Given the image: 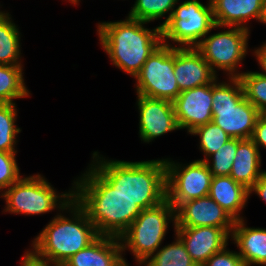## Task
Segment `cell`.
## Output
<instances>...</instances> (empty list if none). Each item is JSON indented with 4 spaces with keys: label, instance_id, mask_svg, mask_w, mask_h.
Instances as JSON below:
<instances>
[{
    "label": "cell",
    "instance_id": "ac0fdd59",
    "mask_svg": "<svg viewBox=\"0 0 266 266\" xmlns=\"http://www.w3.org/2000/svg\"><path fill=\"white\" fill-rule=\"evenodd\" d=\"M215 25L222 27H242L250 19L261 22L266 0H210ZM246 25V26H245Z\"/></svg>",
    "mask_w": 266,
    "mask_h": 266
},
{
    "label": "cell",
    "instance_id": "f546056e",
    "mask_svg": "<svg viewBox=\"0 0 266 266\" xmlns=\"http://www.w3.org/2000/svg\"><path fill=\"white\" fill-rule=\"evenodd\" d=\"M16 153L0 151V192L2 193L22 177L16 162Z\"/></svg>",
    "mask_w": 266,
    "mask_h": 266
},
{
    "label": "cell",
    "instance_id": "9a60e30c",
    "mask_svg": "<svg viewBox=\"0 0 266 266\" xmlns=\"http://www.w3.org/2000/svg\"><path fill=\"white\" fill-rule=\"evenodd\" d=\"M174 231L198 266H202L213 254L227 247L230 238L223 228L211 226L174 227Z\"/></svg>",
    "mask_w": 266,
    "mask_h": 266
},
{
    "label": "cell",
    "instance_id": "52a82bcc",
    "mask_svg": "<svg viewBox=\"0 0 266 266\" xmlns=\"http://www.w3.org/2000/svg\"><path fill=\"white\" fill-rule=\"evenodd\" d=\"M1 197L6 201L4 212L13 214L37 215L66 206L73 200V189L68 193L57 194L52 185L41 175L21 177Z\"/></svg>",
    "mask_w": 266,
    "mask_h": 266
},
{
    "label": "cell",
    "instance_id": "6da1fadb",
    "mask_svg": "<svg viewBox=\"0 0 266 266\" xmlns=\"http://www.w3.org/2000/svg\"><path fill=\"white\" fill-rule=\"evenodd\" d=\"M79 178L72 187L73 199L86 212L99 235L119 238L142 209L116 191L91 165Z\"/></svg>",
    "mask_w": 266,
    "mask_h": 266
},
{
    "label": "cell",
    "instance_id": "5bb4252c",
    "mask_svg": "<svg viewBox=\"0 0 266 266\" xmlns=\"http://www.w3.org/2000/svg\"><path fill=\"white\" fill-rule=\"evenodd\" d=\"M139 135L142 141L151 142L167 132L179 130L173 102L137 95Z\"/></svg>",
    "mask_w": 266,
    "mask_h": 266
},
{
    "label": "cell",
    "instance_id": "4fadbf2b",
    "mask_svg": "<svg viewBox=\"0 0 266 266\" xmlns=\"http://www.w3.org/2000/svg\"><path fill=\"white\" fill-rule=\"evenodd\" d=\"M174 227L211 226L223 228L230 236L235 220L210 196L181 203L175 209Z\"/></svg>",
    "mask_w": 266,
    "mask_h": 266
},
{
    "label": "cell",
    "instance_id": "4316f807",
    "mask_svg": "<svg viewBox=\"0 0 266 266\" xmlns=\"http://www.w3.org/2000/svg\"><path fill=\"white\" fill-rule=\"evenodd\" d=\"M242 83L245 98L261 114H266V76L258 72H242L238 77Z\"/></svg>",
    "mask_w": 266,
    "mask_h": 266
},
{
    "label": "cell",
    "instance_id": "30bf717a",
    "mask_svg": "<svg viewBox=\"0 0 266 266\" xmlns=\"http://www.w3.org/2000/svg\"><path fill=\"white\" fill-rule=\"evenodd\" d=\"M249 31L229 26L226 31L206 35L195 48L215 74L217 67L218 70L228 72L229 78H238L241 73L237 68L247 54Z\"/></svg>",
    "mask_w": 266,
    "mask_h": 266
},
{
    "label": "cell",
    "instance_id": "7c38bea8",
    "mask_svg": "<svg viewBox=\"0 0 266 266\" xmlns=\"http://www.w3.org/2000/svg\"><path fill=\"white\" fill-rule=\"evenodd\" d=\"M173 107L179 129L188 133L212 122V83L180 92Z\"/></svg>",
    "mask_w": 266,
    "mask_h": 266
},
{
    "label": "cell",
    "instance_id": "836d02e7",
    "mask_svg": "<svg viewBox=\"0 0 266 266\" xmlns=\"http://www.w3.org/2000/svg\"><path fill=\"white\" fill-rule=\"evenodd\" d=\"M254 54L256 60H258L260 68L263 72H258L259 74L266 76V43L261 45L258 49H255Z\"/></svg>",
    "mask_w": 266,
    "mask_h": 266
},
{
    "label": "cell",
    "instance_id": "8992f818",
    "mask_svg": "<svg viewBox=\"0 0 266 266\" xmlns=\"http://www.w3.org/2000/svg\"><path fill=\"white\" fill-rule=\"evenodd\" d=\"M169 221L175 225V208L166 199L157 206L142 210L128 229L119 237L122 251L131 250L142 265L160 248Z\"/></svg>",
    "mask_w": 266,
    "mask_h": 266
},
{
    "label": "cell",
    "instance_id": "f1b7e54d",
    "mask_svg": "<svg viewBox=\"0 0 266 266\" xmlns=\"http://www.w3.org/2000/svg\"><path fill=\"white\" fill-rule=\"evenodd\" d=\"M238 138H230L205 161L212 176H229L237 151ZM212 158V163H210ZM212 164V165H211Z\"/></svg>",
    "mask_w": 266,
    "mask_h": 266
},
{
    "label": "cell",
    "instance_id": "3957f363",
    "mask_svg": "<svg viewBox=\"0 0 266 266\" xmlns=\"http://www.w3.org/2000/svg\"><path fill=\"white\" fill-rule=\"evenodd\" d=\"M66 210L73 217L57 214L33 240V249L25 252L33 260L42 264L66 262L100 236L86 212L74 199L66 206Z\"/></svg>",
    "mask_w": 266,
    "mask_h": 266
},
{
    "label": "cell",
    "instance_id": "7402d4cb",
    "mask_svg": "<svg viewBox=\"0 0 266 266\" xmlns=\"http://www.w3.org/2000/svg\"><path fill=\"white\" fill-rule=\"evenodd\" d=\"M19 33L10 14H5L0 19V65H22Z\"/></svg>",
    "mask_w": 266,
    "mask_h": 266
},
{
    "label": "cell",
    "instance_id": "ba28073f",
    "mask_svg": "<svg viewBox=\"0 0 266 266\" xmlns=\"http://www.w3.org/2000/svg\"><path fill=\"white\" fill-rule=\"evenodd\" d=\"M215 28L218 26L214 22L210 0L207 5L199 0H186L173 10L161 27L162 42L169 45L171 40L179 43L180 48L196 47Z\"/></svg>",
    "mask_w": 266,
    "mask_h": 266
},
{
    "label": "cell",
    "instance_id": "d6a6232c",
    "mask_svg": "<svg viewBox=\"0 0 266 266\" xmlns=\"http://www.w3.org/2000/svg\"><path fill=\"white\" fill-rule=\"evenodd\" d=\"M255 192L259 195L262 200L266 202V171L260 176V178L254 183V185L249 189L250 194Z\"/></svg>",
    "mask_w": 266,
    "mask_h": 266
},
{
    "label": "cell",
    "instance_id": "277c9868",
    "mask_svg": "<svg viewBox=\"0 0 266 266\" xmlns=\"http://www.w3.org/2000/svg\"><path fill=\"white\" fill-rule=\"evenodd\" d=\"M146 22L127 17L115 22L98 24L101 47L113 65L134 77L148 57L163 43L161 27H144Z\"/></svg>",
    "mask_w": 266,
    "mask_h": 266
},
{
    "label": "cell",
    "instance_id": "e0dca14e",
    "mask_svg": "<svg viewBox=\"0 0 266 266\" xmlns=\"http://www.w3.org/2000/svg\"><path fill=\"white\" fill-rule=\"evenodd\" d=\"M122 254L119 238L100 235L66 262L70 266H128Z\"/></svg>",
    "mask_w": 266,
    "mask_h": 266
},
{
    "label": "cell",
    "instance_id": "f35d334b",
    "mask_svg": "<svg viewBox=\"0 0 266 266\" xmlns=\"http://www.w3.org/2000/svg\"><path fill=\"white\" fill-rule=\"evenodd\" d=\"M5 14H7V13H5L4 11H1V10H0V19H1Z\"/></svg>",
    "mask_w": 266,
    "mask_h": 266
},
{
    "label": "cell",
    "instance_id": "8d00e7d4",
    "mask_svg": "<svg viewBox=\"0 0 266 266\" xmlns=\"http://www.w3.org/2000/svg\"><path fill=\"white\" fill-rule=\"evenodd\" d=\"M261 23H265L266 24V2H265V5H264V9H263V16H262V19H261Z\"/></svg>",
    "mask_w": 266,
    "mask_h": 266
},
{
    "label": "cell",
    "instance_id": "ffe728a7",
    "mask_svg": "<svg viewBox=\"0 0 266 266\" xmlns=\"http://www.w3.org/2000/svg\"><path fill=\"white\" fill-rule=\"evenodd\" d=\"M259 150L251 138L238 139L237 151L229 176L248 190L265 172L261 170Z\"/></svg>",
    "mask_w": 266,
    "mask_h": 266
},
{
    "label": "cell",
    "instance_id": "1f68e13d",
    "mask_svg": "<svg viewBox=\"0 0 266 266\" xmlns=\"http://www.w3.org/2000/svg\"><path fill=\"white\" fill-rule=\"evenodd\" d=\"M251 139L258 148H266V114H261L257 119Z\"/></svg>",
    "mask_w": 266,
    "mask_h": 266
},
{
    "label": "cell",
    "instance_id": "2e32d148",
    "mask_svg": "<svg viewBox=\"0 0 266 266\" xmlns=\"http://www.w3.org/2000/svg\"><path fill=\"white\" fill-rule=\"evenodd\" d=\"M174 74L181 92L213 83L218 78L195 47L174 46Z\"/></svg>",
    "mask_w": 266,
    "mask_h": 266
},
{
    "label": "cell",
    "instance_id": "d4e9b609",
    "mask_svg": "<svg viewBox=\"0 0 266 266\" xmlns=\"http://www.w3.org/2000/svg\"><path fill=\"white\" fill-rule=\"evenodd\" d=\"M179 0H136L128 17L149 23L162 18L166 13L169 15L159 26L162 27L173 13L174 7Z\"/></svg>",
    "mask_w": 266,
    "mask_h": 266
},
{
    "label": "cell",
    "instance_id": "e575fe53",
    "mask_svg": "<svg viewBox=\"0 0 266 266\" xmlns=\"http://www.w3.org/2000/svg\"><path fill=\"white\" fill-rule=\"evenodd\" d=\"M21 266H45V265L33 260L27 253H25L23 259H21Z\"/></svg>",
    "mask_w": 266,
    "mask_h": 266
},
{
    "label": "cell",
    "instance_id": "cb8c5ba5",
    "mask_svg": "<svg viewBox=\"0 0 266 266\" xmlns=\"http://www.w3.org/2000/svg\"><path fill=\"white\" fill-rule=\"evenodd\" d=\"M176 238L172 244L165 245L156 251L147 261L145 266H198L192 260L181 239Z\"/></svg>",
    "mask_w": 266,
    "mask_h": 266
},
{
    "label": "cell",
    "instance_id": "74e56055",
    "mask_svg": "<svg viewBox=\"0 0 266 266\" xmlns=\"http://www.w3.org/2000/svg\"><path fill=\"white\" fill-rule=\"evenodd\" d=\"M71 3L77 5V3L80 1V0H69Z\"/></svg>",
    "mask_w": 266,
    "mask_h": 266
},
{
    "label": "cell",
    "instance_id": "d590c367",
    "mask_svg": "<svg viewBox=\"0 0 266 266\" xmlns=\"http://www.w3.org/2000/svg\"><path fill=\"white\" fill-rule=\"evenodd\" d=\"M45 266H70L67 262L43 263Z\"/></svg>",
    "mask_w": 266,
    "mask_h": 266
},
{
    "label": "cell",
    "instance_id": "83f0119b",
    "mask_svg": "<svg viewBox=\"0 0 266 266\" xmlns=\"http://www.w3.org/2000/svg\"><path fill=\"white\" fill-rule=\"evenodd\" d=\"M190 134L200 137L199 148L203 151L205 157L199 159V161H206L210 155L217 152L231 138L220 126L213 122L196 128Z\"/></svg>",
    "mask_w": 266,
    "mask_h": 266
},
{
    "label": "cell",
    "instance_id": "d6986e66",
    "mask_svg": "<svg viewBox=\"0 0 266 266\" xmlns=\"http://www.w3.org/2000/svg\"><path fill=\"white\" fill-rule=\"evenodd\" d=\"M245 226L243 219L235 221L231 233L239 256L246 266H266V229Z\"/></svg>",
    "mask_w": 266,
    "mask_h": 266
},
{
    "label": "cell",
    "instance_id": "44dd1931",
    "mask_svg": "<svg viewBox=\"0 0 266 266\" xmlns=\"http://www.w3.org/2000/svg\"><path fill=\"white\" fill-rule=\"evenodd\" d=\"M235 221L243 219L240 212L246 206L249 190L230 176H213L209 194Z\"/></svg>",
    "mask_w": 266,
    "mask_h": 266
},
{
    "label": "cell",
    "instance_id": "4dcf8cb0",
    "mask_svg": "<svg viewBox=\"0 0 266 266\" xmlns=\"http://www.w3.org/2000/svg\"><path fill=\"white\" fill-rule=\"evenodd\" d=\"M226 248L213 254L202 266H246L238 252Z\"/></svg>",
    "mask_w": 266,
    "mask_h": 266
},
{
    "label": "cell",
    "instance_id": "9c48e42d",
    "mask_svg": "<svg viewBox=\"0 0 266 266\" xmlns=\"http://www.w3.org/2000/svg\"><path fill=\"white\" fill-rule=\"evenodd\" d=\"M171 45L162 43L135 76L137 95L173 102L180 94L174 74V46Z\"/></svg>",
    "mask_w": 266,
    "mask_h": 266
},
{
    "label": "cell",
    "instance_id": "603a6c76",
    "mask_svg": "<svg viewBox=\"0 0 266 266\" xmlns=\"http://www.w3.org/2000/svg\"><path fill=\"white\" fill-rule=\"evenodd\" d=\"M22 71V65H0V103L29 96Z\"/></svg>",
    "mask_w": 266,
    "mask_h": 266
},
{
    "label": "cell",
    "instance_id": "8fae6325",
    "mask_svg": "<svg viewBox=\"0 0 266 266\" xmlns=\"http://www.w3.org/2000/svg\"><path fill=\"white\" fill-rule=\"evenodd\" d=\"M167 200L176 209L181 203L206 197L212 180L205 161L179 164L165 159Z\"/></svg>",
    "mask_w": 266,
    "mask_h": 266
},
{
    "label": "cell",
    "instance_id": "7a4b0ae2",
    "mask_svg": "<svg viewBox=\"0 0 266 266\" xmlns=\"http://www.w3.org/2000/svg\"><path fill=\"white\" fill-rule=\"evenodd\" d=\"M91 166L120 194L142 210L167 199L165 159L127 162L105 160L93 152Z\"/></svg>",
    "mask_w": 266,
    "mask_h": 266
},
{
    "label": "cell",
    "instance_id": "5b68a950",
    "mask_svg": "<svg viewBox=\"0 0 266 266\" xmlns=\"http://www.w3.org/2000/svg\"><path fill=\"white\" fill-rule=\"evenodd\" d=\"M229 79L212 83V122L231 138L249 139L261 113L245 98L240 79Z\"/></svg>",
    "mask_w": 266,
    "mask_h": 266
},
{
    "label": "cell",
    "instance_id": "484cf974",
    "mask_svg": "<svg viewBox=\"0 0 266 266\" xmlns=\"http://www.w3.org/2000/svg\"><path fill=\"white\" fill-rule=\"evenodd\" d=\"M16 117L15 103H0V151L17 152L16 136L21 130L16 127Z\"/></svg>",
    "mask_w": 266,
    "mask_h": 266
}]
</instances>
